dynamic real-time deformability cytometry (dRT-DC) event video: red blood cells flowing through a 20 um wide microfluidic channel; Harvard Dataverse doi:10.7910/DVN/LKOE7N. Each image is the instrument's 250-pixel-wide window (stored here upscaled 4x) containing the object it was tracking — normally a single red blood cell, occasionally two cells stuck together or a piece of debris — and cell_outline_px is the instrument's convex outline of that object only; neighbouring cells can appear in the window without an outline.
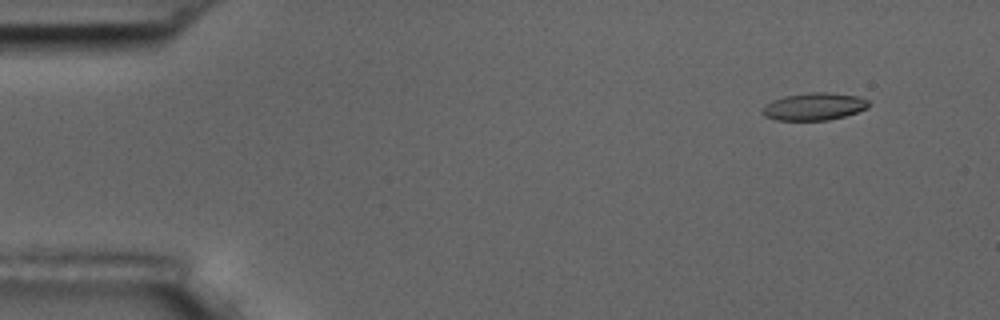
{"species": "common noctule bat (a hibernating species)", "species_latin": "Nyctalus noctula", "temperature_condition": "room temperature", "stored_images_in_passage": 4, "camera_frame_rate_fps": 3000, "um_per_image_px": 0.085, "animal": {"sex": "male", "body_mass_g": 17.5, "forearm_length_mm": 52.3}, "frame": {"image": 1, "passage_image": 2, "time_ms": 1.0, "image_size_px": [1000, 320], "cell_outline_px": [[868, 108], [844, 116], [828, 120], [776, 120], [764, 116], [760, 112], [760, 108], [764, 104], [772, 100], [784, 96], [812, 92], [828, 92], [856, 96], [868, 100]], "centroid_in_image_um": [69.13, 9.06], "position_along_channel_um": 15.9, "area_um2": 17.05}}